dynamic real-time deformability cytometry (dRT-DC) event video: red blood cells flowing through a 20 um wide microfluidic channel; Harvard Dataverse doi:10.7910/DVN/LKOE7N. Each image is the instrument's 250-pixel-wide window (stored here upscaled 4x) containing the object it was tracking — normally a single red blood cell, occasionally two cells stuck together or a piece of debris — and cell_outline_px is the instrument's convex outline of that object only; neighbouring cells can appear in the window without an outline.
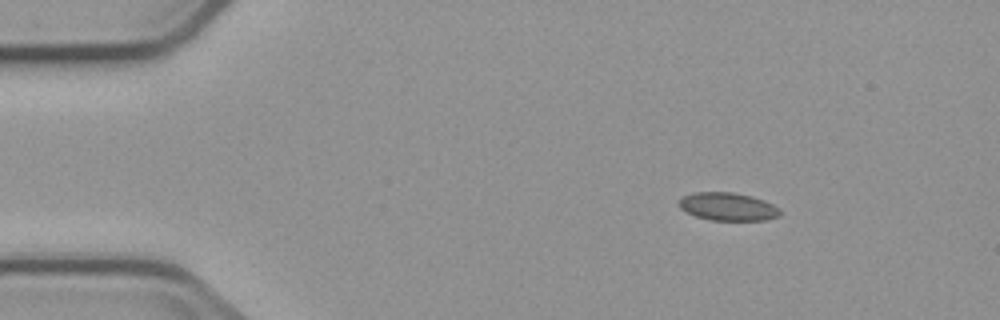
{"species": "common noctule bat (a hibernating species)", "species_latin": "Nyctalus noctula", "temperature_condition": "cold", "stored_images_in_passage": 6, "camera_frame_rate_fps": 3000, "um_per_image_px": 0.085, "animal": {"sex": "male", "body_mass_g": 23.1, "forearm_length_mm": 52.7}, "frame": {"image": 1, "passage_image": 1, "time_ms": 0.0, "image_size_px": [1000, 320], "cell_outline_px": [[780, 216], [764, 220], [708, 220], [696, 216], [680, 208], [676, 204], [684, 196], [692, 192], [732, 192], [752, 196], [764, 200], [772, 204], [780, 212]], "centroid_in_image_um": [61.83, 17.56], "position_along_channel_um": 23.2, "area_um2": 16.42}}
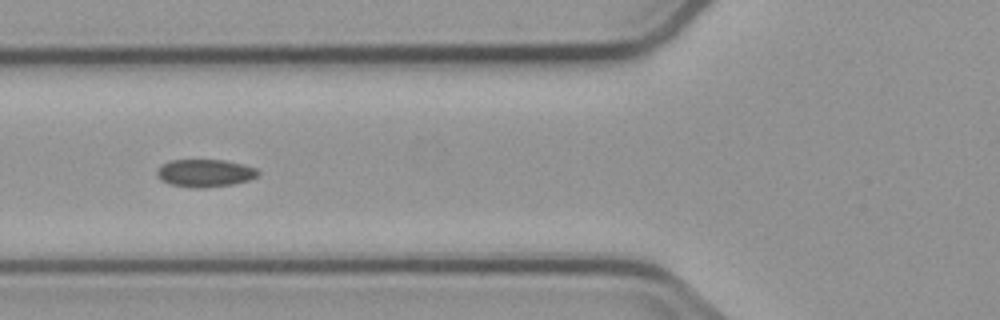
{"frame": {"image": 2, "passage_image": 4, "time_ms": 4.333, "image_size_px": [1000, 320], "cell_outline_px": [[260, 172], [256, 176], [248, 180], [232, 184], [204, 188], [192, 188], [172, 184], [160, 180], [156, 176], [156, 172], [160, 164], [172, 160], [224, 160], [244, 164], [256, 168]], "centroid_in_image_um": [17.39, 14.71], "position_along_channel_um": 108.4, "area_um2": 16.36}}
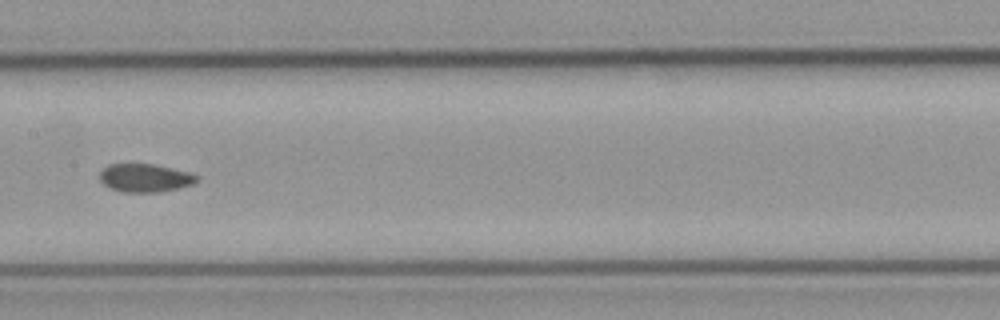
{"frame": {"image": 3, "passage_image": 6, "time_ms": 6.667, "image_size_px": [1000, 320], "cell_outline_px": [[200, 180], [192, 184], [180, 188], [160, 192], [124, 192], [108, 188], [100, 180], [100, 172], [108, 164], [152, 164], [188, 172], [200, 176]], "centroid_in_image_um": [12.34, 15.13], "position_along_channel_um": 195.1, "area_um2": 16.01}}